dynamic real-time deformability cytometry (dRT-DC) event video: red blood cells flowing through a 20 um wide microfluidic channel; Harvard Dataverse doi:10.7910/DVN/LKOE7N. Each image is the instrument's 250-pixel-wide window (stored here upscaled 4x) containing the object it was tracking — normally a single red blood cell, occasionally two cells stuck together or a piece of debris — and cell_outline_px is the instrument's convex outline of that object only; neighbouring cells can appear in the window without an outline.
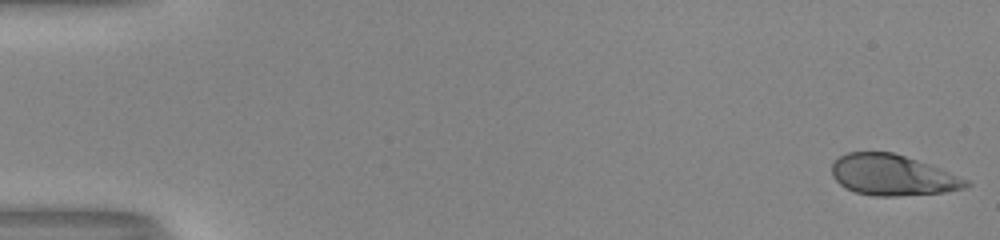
{"species": "human", "species_latin": "Homo sapiens", "temperature_condition": "room temperature", "stored_images_in_passage": 53, "camera_frame_rate_fps": 3000, "um_per_image_px": 0.085, "donor": {"sex": "male"}, "frame": {"image": 1, "passage_image": 1, "time_ms": 0.0, "image_size_px": [1000, 240], "cell_outline_px": [[972, 184], [968, 188], [944, 192], [896, 196], [876, 196], [856, 192], [844, 188], [832, 176], [832, 160], [848, 152], [892, 152], [928, 164], [968, 180]], "centroid_in_image_um": [75.84, 14.89], "position_along_channel_um": 9.2, "area_um2": 31.79}}
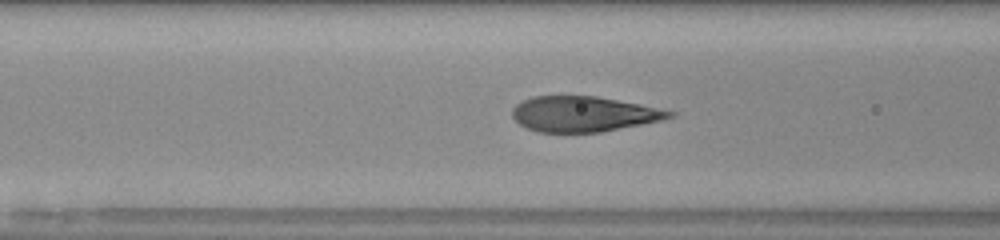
{"frame": {"image": 2, "passage_image": 22, "time_ms": 7.0, "image_size_px": [1000, 240], "cell_outline_px": [[676, 116], [660, 120], [600, 132], [536, 132], [520, 124], [512, 116], [512, 108], [516, 104], [532, 96], [596, 96], [640, 104], [676, 112]], "centroid_in_image_um": [49.58, 9.68], "position_along_channel_um": 117.0, "area_um2": 32.14}}
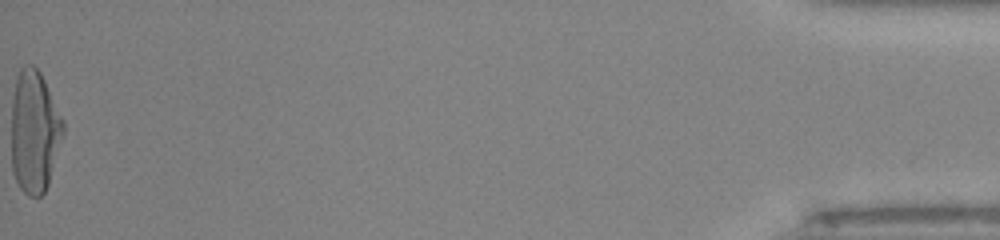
{"frame": {"image": 3, "passage_image": 53, "time_ms": 17.333, "image_size_px": [1000, 240], "cell_outline_px": [[64, 132], [48, 184], [44, 192], [40, 196], [28, 196], [20, 188], [12, 172], [12, 100], [16, 80], [20, 68], [24, 64], [32, 64], [40, 72], [64, 120]], "centroid_in_image_um": [2.92, 11.18], "position_along_channel_um": 432.3, "area_um2": 36.88}, "authors_computed_cell_mechanics": {"area_um2": 34.102, "velocity_mm_per_s": 4.0327, "shape_relaxation_time_tau1_ms": 4.5497, "shape_relaxation_time_tau2_ms": null, "deformation_change_tau1": 0.2227, "deformation_change_tau2": null}}